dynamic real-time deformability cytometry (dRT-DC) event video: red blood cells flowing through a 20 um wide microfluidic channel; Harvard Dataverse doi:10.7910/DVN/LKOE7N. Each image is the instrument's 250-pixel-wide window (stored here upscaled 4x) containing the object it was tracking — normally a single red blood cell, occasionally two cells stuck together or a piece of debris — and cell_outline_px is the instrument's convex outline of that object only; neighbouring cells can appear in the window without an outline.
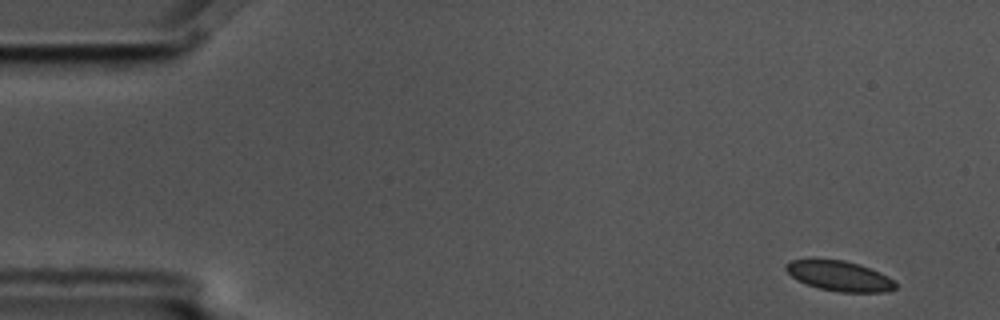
{"species": "common noctule bat (a hibernating species)", "species_latin": "Nyctalus noctula", "temperature_condition": "cold", "stored_images_in_passage": 5, "camera_frame_rate_fps": 3000, "um_per_image_px": 0.085, "animal": {"sex": "male", "body_mass_g": 17.5, "forearm_length_mm": 52.3}, "frame": {"image": 1, "passage_image": 1, "time_ms": 0.0, "image_size_px": [1000, 320], "cell_outline_px": [[896, 288], [884, 292], [840, 292], [820, 288], [796, 280], [784, 268], [784, 264], [792, 260], [808, 256], [816, 256], [844, 260], [860, 264], [880, 272], [888, 276], [896, 284]], "centroid_in_image_um": [71.27, 23.39], "position_along_channel_um": 13.7, "area_um2": 19.88}}
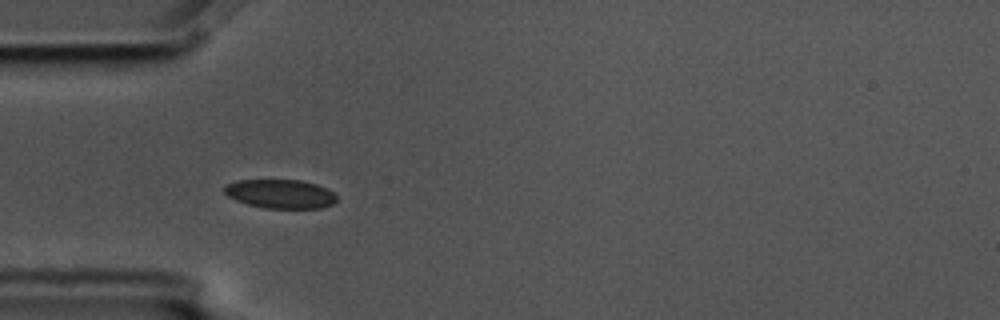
{"frame": {"image": 2, "passage_image": 5, "time_ms": 1.333, "image_size_px": [1000, 320], "cell_outline_px": [[336, 200], [332, 204], [320, 208], [264, 208], [248, 204], [236, 200], [228, 196], [224, 192], [224, 184], [236, 180], [300, 180], [316, 184], [332, 192], [336, 196]], "centroid_in_image_um": [23.78, 16.47], "position_along_channel_um": 61.2, "area_um2": 18.84}}